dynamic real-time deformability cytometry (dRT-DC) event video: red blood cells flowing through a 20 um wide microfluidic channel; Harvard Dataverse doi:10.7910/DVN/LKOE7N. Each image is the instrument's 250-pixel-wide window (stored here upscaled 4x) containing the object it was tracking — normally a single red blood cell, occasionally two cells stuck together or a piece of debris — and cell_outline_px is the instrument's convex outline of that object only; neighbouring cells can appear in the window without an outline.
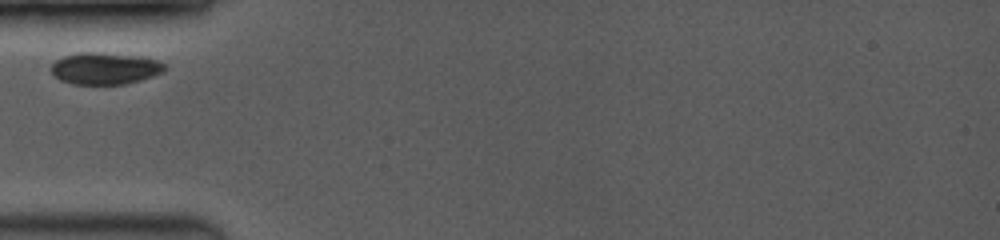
{"species": "common noctule bat (a hibernating species)", "species_latin": "Nyctalus noctula", "temperature_condition": "room temperature", "stored_images_in_passage": 7, "camera_frame_rate_fps": 3500, "um_per_image_px": 0.085, "animal": {"sex": "female", "body_mass_g": 19.0, "forearm_length_mm": 53.3}, "frame": {"image": 1, "passage_image": 1, "time_ms": 0.0, "image_size_px": [1000, 240], "cell_outline_px": [[164, 72], [140, 80], [124, 84], [72, 84], [60, 80], [52, 76], [48, 68], [56, 60], [64, 56], [80, 52], [92, 52], [144, 56], [160, 60], [164, 64]], "centroid_in_image_um": [8.89, 5.81], "position_along_channel_um": 76.1, "area_um2": 21.33}}
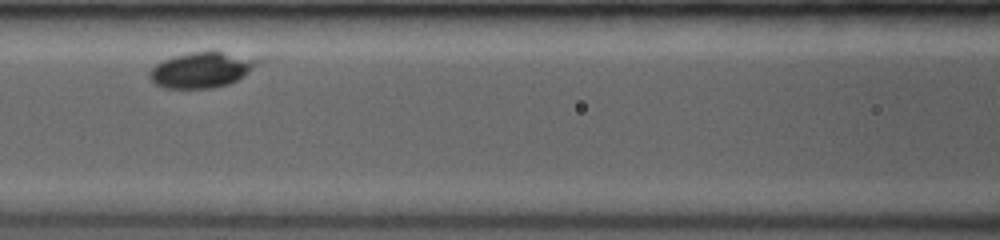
{"frame": {"image": 2, "passage_image": 4, "time_ms": 2.0, "image_size_px": [1000, 240], "cell_outline_px": [[272, 56], [268, 60], [244, 76], [228, 84], [212, 88], [164, 88], [156, 84], [148, 76], [148, 72], [160, 60], [172, 56], [192, 52], [224, 52]], "centroid_in_image_um": [17.33, 5.89], "position_along_channel_um": 149.3, "area_um2": 23.47}}
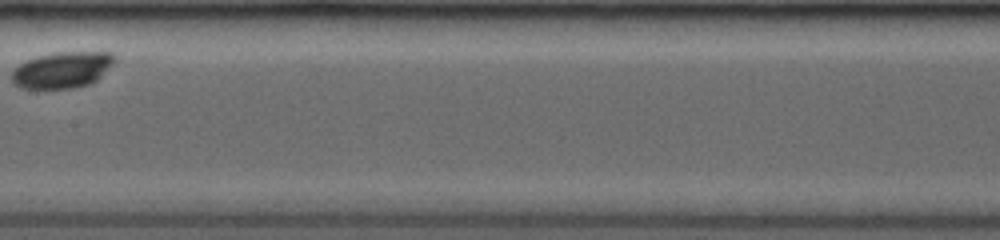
{"frame": {"image": 3, "passage_image": 6, "time_ms": 3.429, "image_size_px": [1000, 240], "cell_outline_px": [[120, 60], [96, 80], [88, 84], [72, 88], [20, 88], [12, 84], [12, 72], [20, 64], [36, 56], [56, 52], [112, 52]], "centroid_in_image_um": [5.35, 5.93], "position_along_channel_um": 202.1, "area_um2": 21.91}}